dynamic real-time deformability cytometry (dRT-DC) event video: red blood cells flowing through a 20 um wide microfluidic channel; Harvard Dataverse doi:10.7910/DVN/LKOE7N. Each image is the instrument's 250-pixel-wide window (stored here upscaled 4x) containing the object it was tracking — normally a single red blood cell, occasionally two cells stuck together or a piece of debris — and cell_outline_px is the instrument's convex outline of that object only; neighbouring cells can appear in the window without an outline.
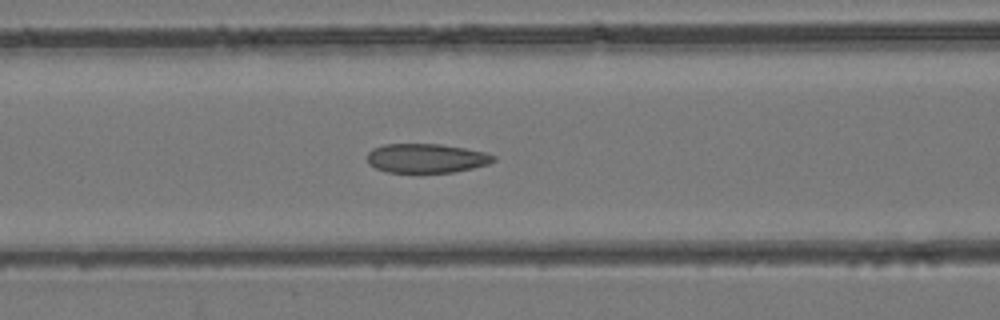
{"species": "common noctule bat (a hibernating species)", "species_latin": "Nyctalus noctula", "temperature_condition": "room temperature", "stored_images_in_passage": 38, "camera_frame_rate_fps": 3000, "um_per_image_px": 0.085, "animal": {"sex": "female", "body_mass_g": 24.6, "forearm_length_mm": 56.2}, "frame": {"image": 1, "passage_image": 12, "time_ms": 3.667, "image_size_px": [1000, 320], "cell_outline_px": [[496, 160], [488, 164], [472, 168], [452, 172], [388, 172], [376, 168], [368, 164], [368, 152], [372, 148], [384, 144], [440, 144], [464, 148], [484, 152], [496, 156]], "centroid_in_image_um": [36.23, 13.44], "position_along_channel_um": 130.4, "area_um2": 21.39}}
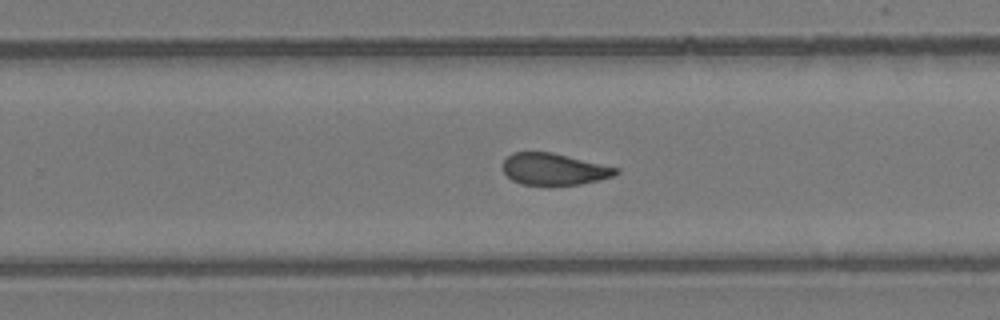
{"frame": {"image": 2, "passage_image": 22, "time_ms": 7.0, "image_size_px": [1000, 320], "cell_outline_px": [[620, 172], [612, 176], [580, 184], [552, 188], [548, 188], [520, 184], [512, 180], [504, 172], [504, 160], [512, 152], [552, 152], [620, 168]], "centroid_in_image_um": [47.08, 14.42], "position_along_channel_um": 282.7, "area_um2": 21.5}}
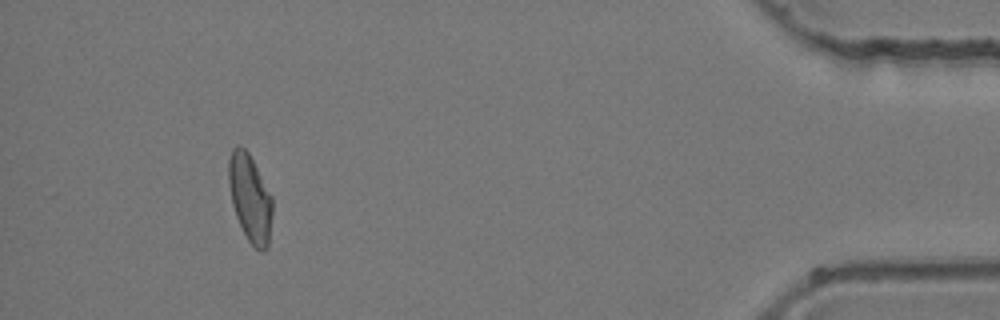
{"frame": {"image": 3, "passage_image": 35, "time_ms": 11.333, "image_size_px": [1000, 320], "cell_outline_px": [[272, 216], [268, 248], [264, 252], [260, 252], [248, 240], [236, 216], [232, 204], [228, 184], [228, 160], [232, 148], [236, 144], [240, 144], [248, 152], [272, 196]], "centroid_in_image_um": [21.25, 16.82], "position_along_channel_um": 414.0, "area_um2": 22.43}}